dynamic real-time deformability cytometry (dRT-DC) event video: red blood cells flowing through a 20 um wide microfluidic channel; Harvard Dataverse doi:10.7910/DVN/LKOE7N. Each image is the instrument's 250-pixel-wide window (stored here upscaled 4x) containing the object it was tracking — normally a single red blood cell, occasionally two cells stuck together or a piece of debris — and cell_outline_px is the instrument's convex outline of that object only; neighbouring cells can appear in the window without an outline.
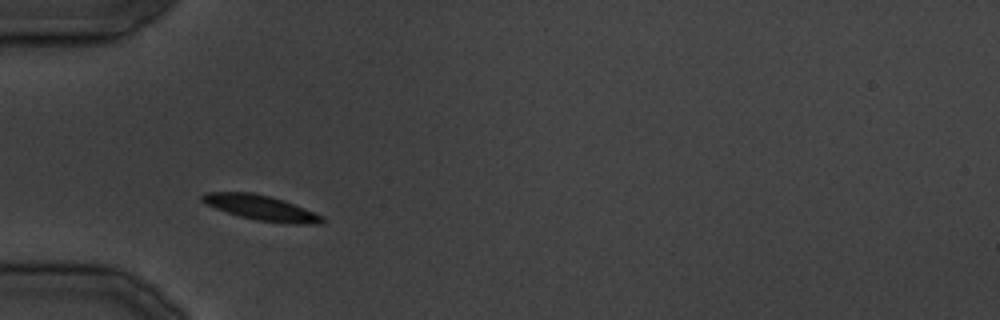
{"species": "common noctule bat (a hibernating species)", "species_latin": "Nyctalus noctula", "temperature_condition": "cold", "stored_images_in_passage": 27, "camera_frame_rate_fps": 3000, "um_per_image_px": 0.085, "animal": {"sex": "male", "body_mass_g": 19.5, "forearm_length_mm": 54.6}, "frame": {"image": 1, "passage_image": 4, "time_ms": 3.333, "image_size_px": [1000, 320], "cell_outline_px": [[324, 220], [320, 224], [296, 224], [256, 220], [240, 216], [204, 204], [200, 200], [200, 196], [204, 192], [252, 192], [284, 200], [324, 216]], "centroid_in_image_um": [22.17, 17.65], "position_along_channel_um": 62.8, "area_um2": 17.46}}
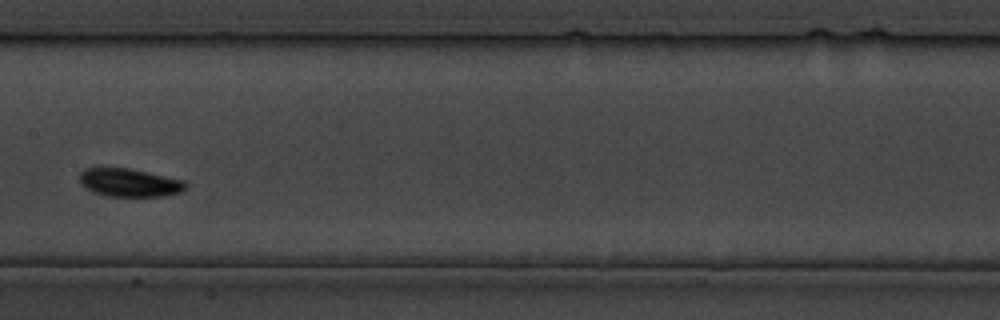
{"frame": {"image": 2, "passage_image": 11, "time_ms": 12.333, "image_size_px": [1000, 320], "cell_outline_px": [[188, 184], [180, 192], [160, 196], [108, 196], [96, 192], [80, 184], [80, 172], [84, 168], [128, 168], [184, 180]], "centroid_in_image_um": [11.0, 15.51], "position_along_channel_um": 196.4, "area_um2": 17.11}}
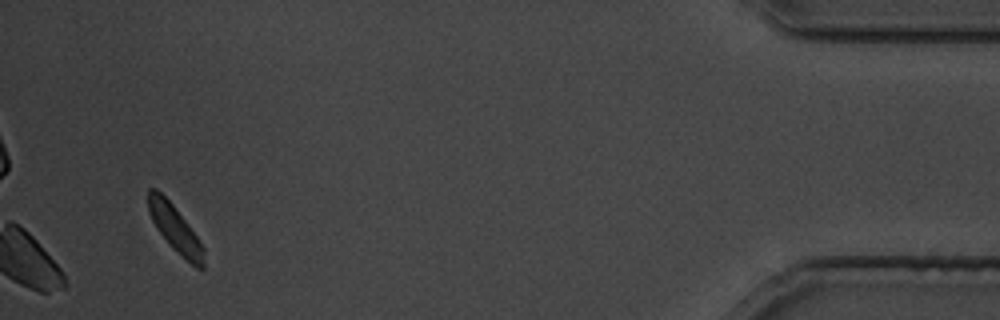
{"frame": {"image": 3, "passage_image": 27, "time_ms": 31.333, "image_size_px": [1000, 320], "cell_outline_px": [[204, 268], [196, 268], [172, 248], [160, 232], [152, 220], [148, 212], [148, 188], [156, 188], [172, 204], [188, 224], [204, 248]], "centroid_in_image_um": [14.88, 19.44], "position_along_channel_um": 420.3, "area_um2": 14.8}}